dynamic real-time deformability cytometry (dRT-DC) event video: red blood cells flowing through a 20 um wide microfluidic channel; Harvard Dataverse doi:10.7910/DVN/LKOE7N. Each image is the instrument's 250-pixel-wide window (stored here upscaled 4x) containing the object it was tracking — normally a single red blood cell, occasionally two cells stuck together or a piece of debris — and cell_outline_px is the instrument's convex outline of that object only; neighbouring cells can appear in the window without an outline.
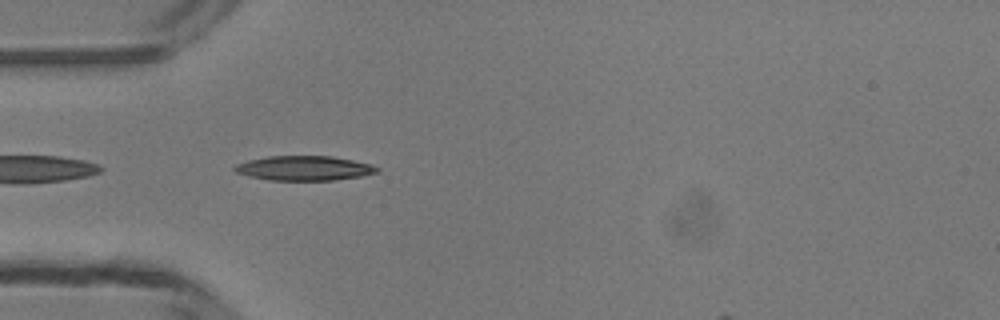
{"species": "common noctule bat (a hibernating species)", "species_latin": "Nyctalus noctula", "temperature_condition": "room temperature", "stored_images_in_passage": 33, "camera_frame_rate_fps": 3000, "um_per_image_px": 0.085, "animal": {"sex": "male", "body_mass_g": 13.3}, "frame": {"image": 1, "passage_image": 2, "time_ms": 0.333, "image_size_px": [1000, 320], "cell_outline_px": [[380, 172], [360, 176], [336, 180], [268, 180], [236, 172], [232, 168], [236, 164], [248, 160], [268, 156], [332, 156], [372, 164], [380, 168]], "centroid_in_image_um": [25.89, 14.29], "position_along_channel_um": 59.1, "area_um2": 20.4}}
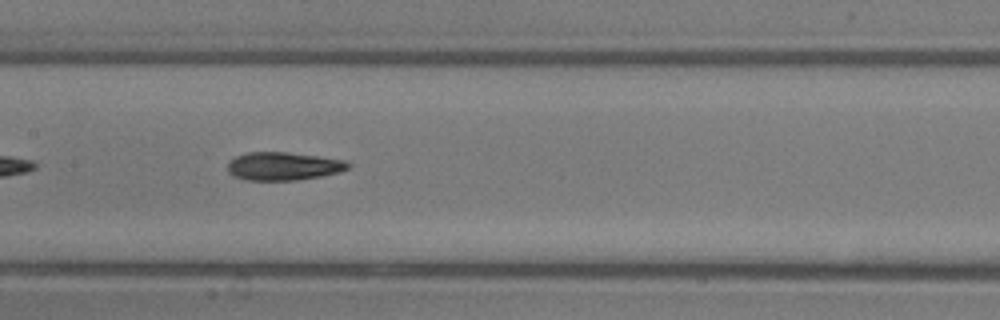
{"frame": {"image": 2, "passage_image": 11, "time_ms": 3.333, "image_size_px": [1000, 320], "cell_outline_px": [[352, 164], [348, 168], [340, 172], [320, 176], [296, 180], [244, 180], [232, 176], [228, 172], [228, 160], [236, 156], [248, 152], [288, 152], [344, 160]], "centroid_in_image_um": [24.05, 14.13], "position_along_channel_um": 183.4, "area_um2": 19.83}}
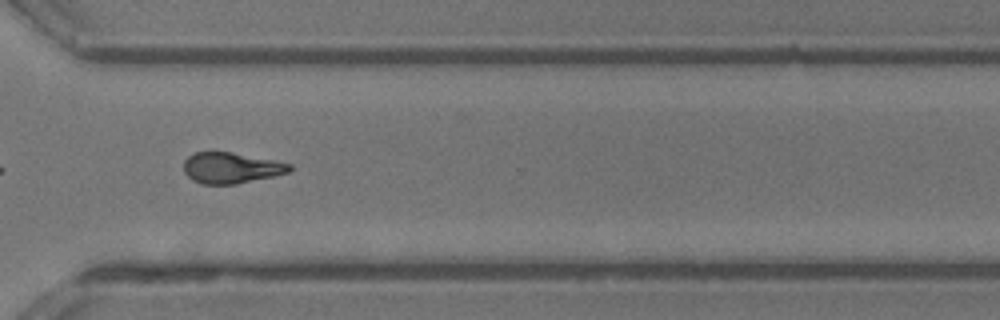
{"frame": {"image": 3, "passage_image": 23, "time_ms": 7.333, "image_size_px": [1000, 320], "cell_outline_px": [[292, 168], [288, 172], [272, 176], [236, 184], [200, 184], [192, 180], [184, 172], [184, 160], [192, 152], [232, 152], [292, 164]], "centroid_in_image_um": [19.6, 14.27], "position_along_channel_um": 351.0, "area_um2": 18.96}, "authors_computed_cell_mechanics": {"area_um2": 19.5364, "velocity_mm_per_s": 4.2047, "shape_relaxation_time_tau1_ms": 8.4761, "shape_relaxation_time_tau2_ms": 2.1334, "deformation_change_tau1": 0.2519, "deformation_change_tau2": 0.1047}}